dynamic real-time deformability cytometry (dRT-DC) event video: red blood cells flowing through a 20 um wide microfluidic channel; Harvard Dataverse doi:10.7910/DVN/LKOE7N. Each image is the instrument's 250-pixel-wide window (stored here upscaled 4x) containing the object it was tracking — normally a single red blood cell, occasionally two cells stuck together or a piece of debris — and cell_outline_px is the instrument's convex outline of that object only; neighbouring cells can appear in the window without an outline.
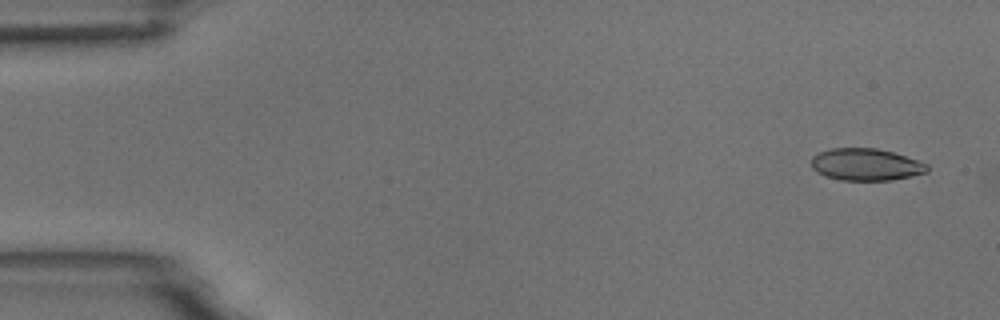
{"species": "common noctule bat (a hibernating species)", "species_latin": "Nyctalus noctula", "temperature_condition": "room temperature", "stored_images_in_passage": 55, "camera_frame_rate_fps": 3000, "um_per_image_px": 0.085, "animal": {"sex": "male", "body_mass_g": 18.8}, "frame": {"image": 1, "passage_image": 3, "time_ms": 0.667, "image_size_px": [1000, 320], "cell_outline_px": [[928, 172], [892, 180], [840, 180], [824, 176], [816, 172], [812, 168], [812, 156], [820, 152], [832, 148], [876, 148], [892, 152], [928, 164]], "centroid_in_image_um": [73.57, 13.99], "position_along_channel_um": 11.4, "area_um2": 21.56}}
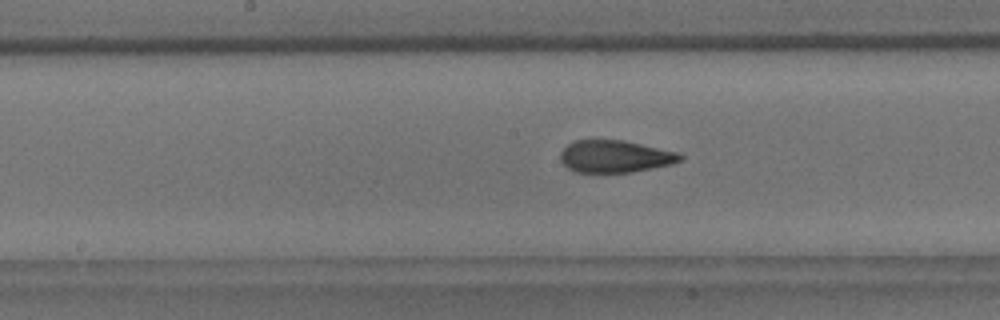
{"frame": {"image": 2, "passage_image": 28, "time_ms": 9.0, "image_size_px": [1000, 320], "cell_outline_px": [[684, 160], [672, 164], [632, 172], [576, 172], [568, 168], [560, 160], [560, 152], [568, 144], [576, 140], [624, 140], [680, 152], [684, 156]], "centroid_in_image_um": [52.33, 13.29], "position_along_channel_um": 195.9, "area_um2": 22.66}}
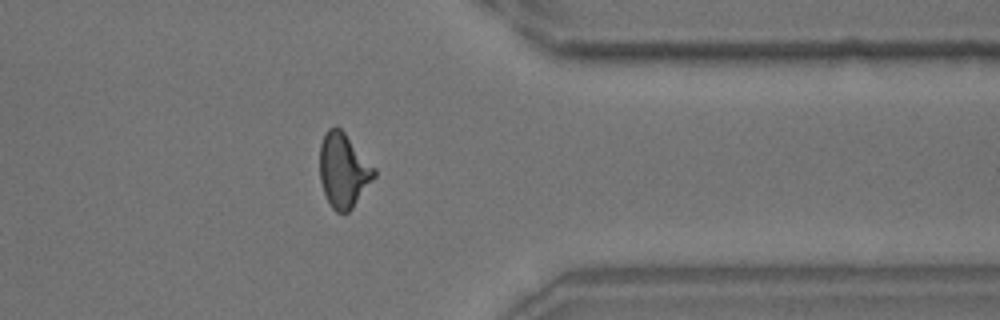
{"frame": {"image": 3, "passage_image": 44, "time_ms": 14.333, "image_size_px": [1000, 320], "cell_outline_px": [[376, 176], [352, 208], [348, 212], [336, 212], [332, 208], [324, 192], [320, 180], [320, 144], [328, 128], [336, 124], [344, 132], [376, 168]], "centroid_in_image_um": [29.2, 14.46], "position_along_channel_um": 382.2, "area_um2": 23.52}, "authors_computed_cell_mechanics": {"area_um2": 22.8888, "velocity_mm_per_s": 3.6847, "shape_relaxation_time_tau1_ms": 6.415, "shape_relaxation_time_tau2_ms": 1.3923, "deformation_change_tau1": 0.1878, "deformation_change_tau2": 0.0808}}